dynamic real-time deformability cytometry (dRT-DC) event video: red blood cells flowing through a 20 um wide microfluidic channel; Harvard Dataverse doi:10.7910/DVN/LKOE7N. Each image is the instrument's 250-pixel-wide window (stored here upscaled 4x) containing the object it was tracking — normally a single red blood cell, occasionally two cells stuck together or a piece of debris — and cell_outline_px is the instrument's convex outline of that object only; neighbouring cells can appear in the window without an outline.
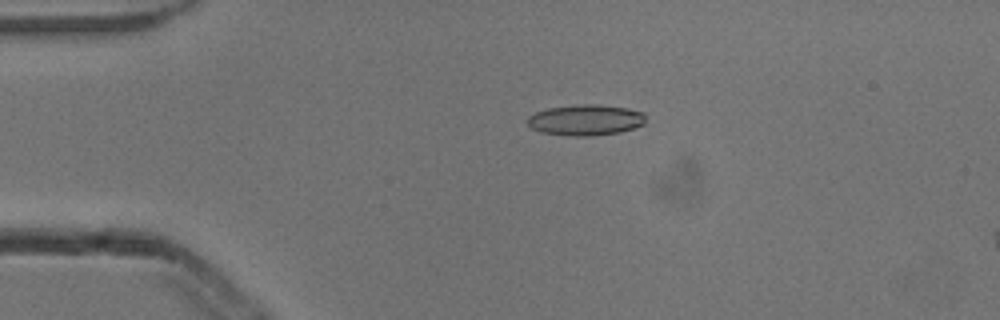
{"species": "common noctule bat (a hibernating species)", "species_latin": "Nyctalus noctula", "temperature_condition": "cold", "stored_images_in_passage": 5, "camera_frame_rate_fps": 3000, "um_per_image_px": 0.085, "animal": {"sex": "male", "body_mass_g": 13.3}, "frame": {"image": 1, "passage_image": 4, "time_ms": 1.0, "image_size_px": [1000, 320], "cell_outline_px": [[644, 124], [632, 128], [616, 132], [592, 136], [568, 136], [540, 132], [532, 128], [524, 120], [528, 116], [536, 112], [548, 108], [576, 104], [600, 104], [628, 108], [644, 112]], "centroid_in_image_um": [49.73, 10.19], "position_along_channel_um": 35.3, "area_um2": 21.39}}